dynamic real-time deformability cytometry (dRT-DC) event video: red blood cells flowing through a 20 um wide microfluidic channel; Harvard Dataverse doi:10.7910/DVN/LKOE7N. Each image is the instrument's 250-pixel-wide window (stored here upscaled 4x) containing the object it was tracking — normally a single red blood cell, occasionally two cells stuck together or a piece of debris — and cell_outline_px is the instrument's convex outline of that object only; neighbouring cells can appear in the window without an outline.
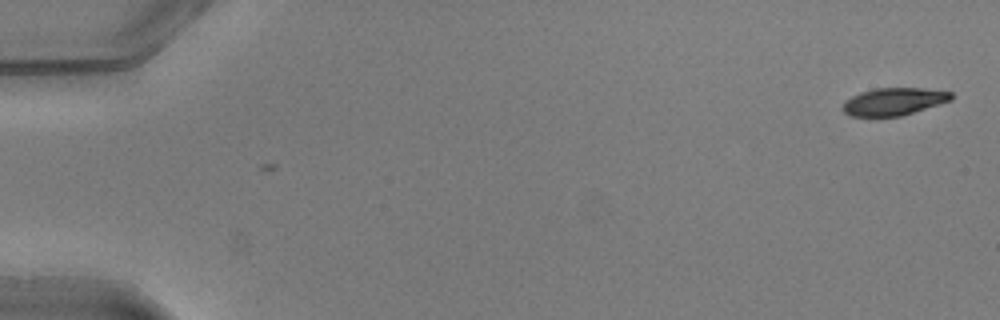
{"species": "common noctule bat (a hibernating species)", "species_latin": "Nyctalus noctula", "temperature_condition": "warm", "stored_images_in_passage": 3, "camera_frame_rate_fps": 3000, "um_per_image_px": 0.085, "animal": {"sex": "male", "body_mass_g": 20.5, "forearm_length_mm": 52.5}, "frame": {"image": 1, "passage_image": 3, "time_ms": 0.667, "image_size_px": [1000, 320], "cell_outline_px": [[952, 100], [900, 116], [848, 116], [844, 112], [844, 104], [852, 96], [860, 92], [876, 88], [924, 88], [952, 92]], "centroid_in_image_um": [75.99, 8.62], "position_along_channel_um": 9.0, "area_um2": 17.11}}